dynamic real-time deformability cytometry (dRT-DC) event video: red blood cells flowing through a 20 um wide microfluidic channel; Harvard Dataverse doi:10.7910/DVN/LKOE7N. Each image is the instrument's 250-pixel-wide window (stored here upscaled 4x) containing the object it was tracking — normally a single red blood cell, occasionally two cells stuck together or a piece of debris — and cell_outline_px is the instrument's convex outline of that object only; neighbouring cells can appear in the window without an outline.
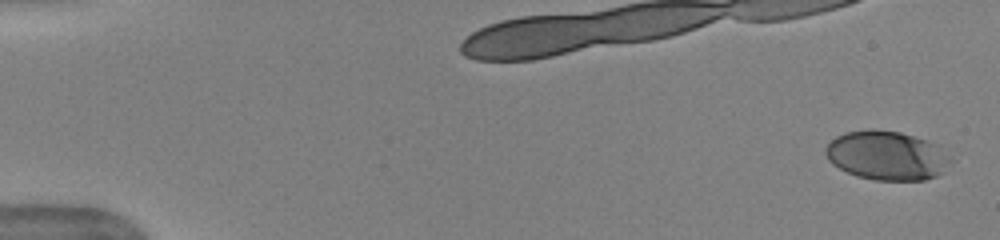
{"species": "human", "species_latin": "Homo sapiens", "temperature_condition": "warm", "stored_images_in_passage": 14, "camera_frame_rate_fps": 3000, "um_per_image_px": 0.085, "donor": {"sex": "female"}, "frame": {"image": 1, "passage_image": 1, "time_ms": 0.0, "image_size_px": [1000, 240], "cell_outline_px": [[956, 160], [944, 172], [936, 176], [924, 180], [876, 180], [856, 176], [832, 164], [828, 160], [824, 152], [824, 148], [836, 136], [844, 132], [868, 128], [900, 132], [928, 140], [940, 144]], "centroid_in_image_um": [75.45, 13.21], "position_along_channel_um": 9.5, "area_um2": 36.65}}
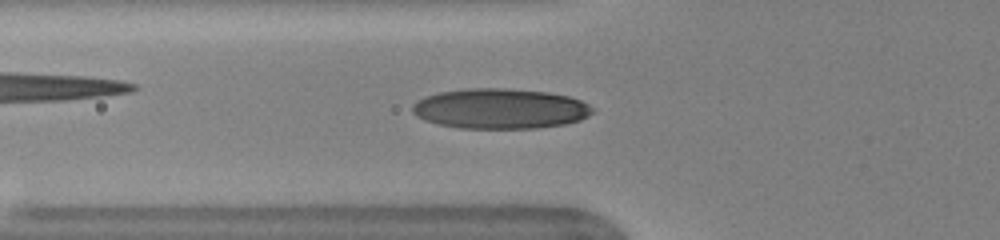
{"frame": {"image": 2, "passage_image": 12, "time_ms": 3.667, "image_size_px": [1000, 240], "cell_outline_px": [[592, 112], [588, 116], [580, 120], [564, 124], [536, 128], [460, 128], [436, 124], [424, 120], [416, 116], [412, 112], [412, 104], [416, 100], [424, 96], [440, 92], [468, 88], [504, 88], [548, 92], [568, 96], [580, 100], [588, 104], [592, 108]], "centroid_in_image_um": [42.46, 9.23], "position_along_channel_um": 83.3, "area_um2": 42.31}}